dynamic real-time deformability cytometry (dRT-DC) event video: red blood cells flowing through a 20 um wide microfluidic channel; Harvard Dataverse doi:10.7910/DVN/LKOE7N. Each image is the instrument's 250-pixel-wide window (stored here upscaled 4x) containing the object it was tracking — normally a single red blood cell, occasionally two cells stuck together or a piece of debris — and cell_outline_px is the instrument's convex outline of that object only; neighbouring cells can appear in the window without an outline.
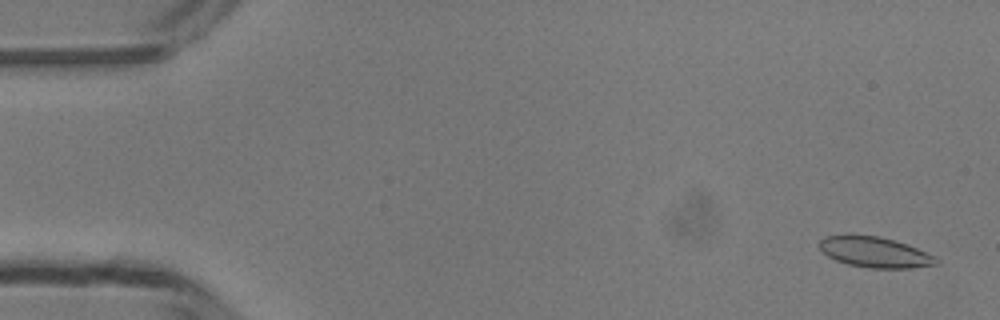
{"species": "common noctule bat (a hibernating species)", "species_latin": "Nyctalus noctula", "temperature_condition": "room temperature", "stored_images_in_passage": 49, "camera_frame_rate_fps": 3000, "um_per_image_px": 0.085, "animal": {"sex": "male", "body_mass_g": 13.3}, "frame": {"image": 1, "passage_image": 2, "time_ms": 0.333, "image_size_px": [1000, 320], "cell_outline_px": [[940, 264], [912, 268], [868, 268], [848, 264], [836, 260], [828, 256], [816, 244], [824, 236], [848, 232], [852, 232], [880, 236], [916, 248], [936, 256], [940, 260]], "centroid_in_image_um": [74.31, 21.4], "position_along_channel_um": 10.7, "area_um2": 21.44}}
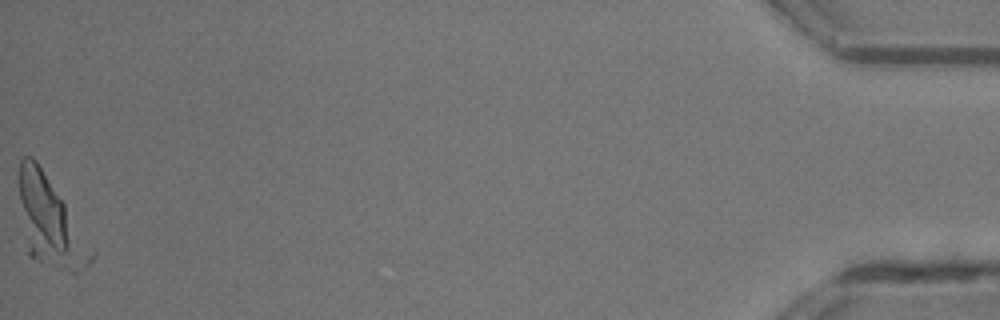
{"frame": {"image": 2, "passage_image": 49, "time_ms": 16.0, "image_size_px": [1000, 320], "cell_outline_px": [[80, 268], [72, 276], [28, 256], [16, 180], [16, 176], [20, 160], [24, 156], [32, 156], [36, 160], [64, 204]], "centroid_in_image_um": [3.81, 18.63], "position_along_channel_um": 431.4, "area_um2": 32.08}}